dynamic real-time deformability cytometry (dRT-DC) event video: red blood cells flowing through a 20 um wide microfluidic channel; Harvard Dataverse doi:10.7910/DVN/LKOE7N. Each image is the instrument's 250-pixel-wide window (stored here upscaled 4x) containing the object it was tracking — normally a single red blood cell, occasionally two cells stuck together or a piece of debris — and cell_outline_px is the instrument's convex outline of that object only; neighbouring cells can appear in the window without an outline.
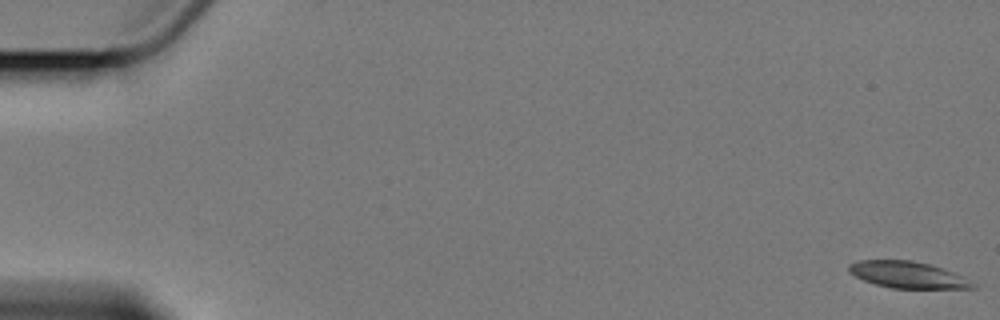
{"species": "Egyptian fruit bat (a non-hibernating species)", "species_latin": "Rousettus aegyptiacus", "temperature_condition": "cold", "stored_images_in_passage": 7, "camera_frame_rate_fps": 3000, "um_per_image_px": 0.085, "animal": {"sex": "female"}, "frame": {"image": 1, "passage_image": 1, "time_ms": 0.0, "image_size_px": [1000, 320], "cell_outline_px": [[976, 288], [892, 288], [876, 284], [864, 280], [848, 272], [848, 264], [860, 260], [912, 260], [928, 264], [952, 272], [976, 284]], "centroid_in_image_um": [77.11, 23.35], "position_along_channel_um": 7.9, "area_um2": 18.84}}
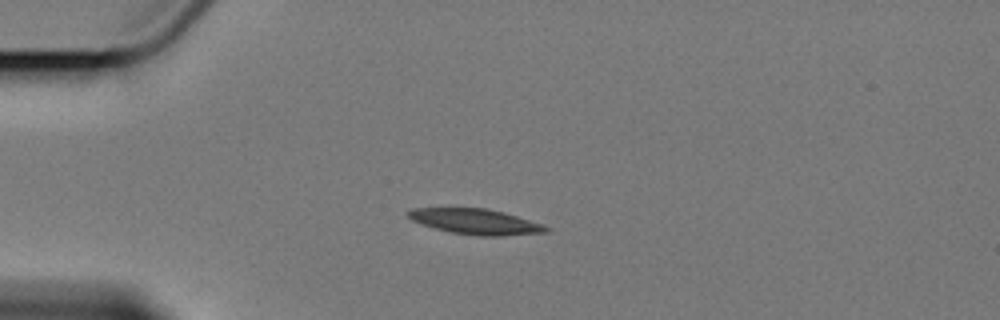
{"frame": {"image": 2, "passage_image": 5, "time_ms": 5.0, "image_size_px": [1000, 320], "cell_outline_px": [[552, 232], [504, 236], [480, 236], [452, 232], [420, 224], [412, 220], [408, 216], [408, 212], [412, 208], [484, 208], [504, 212], [544, 224], [552, 228]], "centroid_in_image_um": [40.52, 18.84], "position_along_channel_um": 44.5, "area_um2": 20.58}}
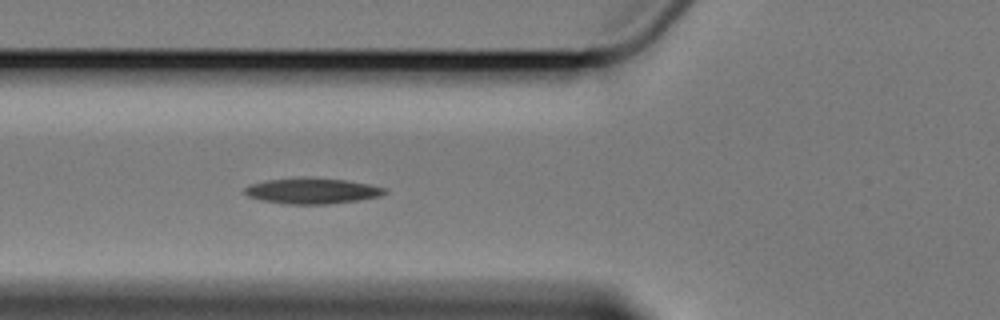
{"frame": {"image": 3, "passage_image": 7, "time_ms": 7.333, "image_size_px": [1000, 320], "cell_outline_px": [[388, 192], [380, 196], [360, 200], [328, 204], [284, 204], [260, 200], [248, 196], [244, 192], [244, 188], [248, 184], [268, 180], [348, 180], [388, 188]], "centroid_in_image_um": [26.56, 16.27], "position_along_channel_um": 99.2, "area_um2": 20.29}}